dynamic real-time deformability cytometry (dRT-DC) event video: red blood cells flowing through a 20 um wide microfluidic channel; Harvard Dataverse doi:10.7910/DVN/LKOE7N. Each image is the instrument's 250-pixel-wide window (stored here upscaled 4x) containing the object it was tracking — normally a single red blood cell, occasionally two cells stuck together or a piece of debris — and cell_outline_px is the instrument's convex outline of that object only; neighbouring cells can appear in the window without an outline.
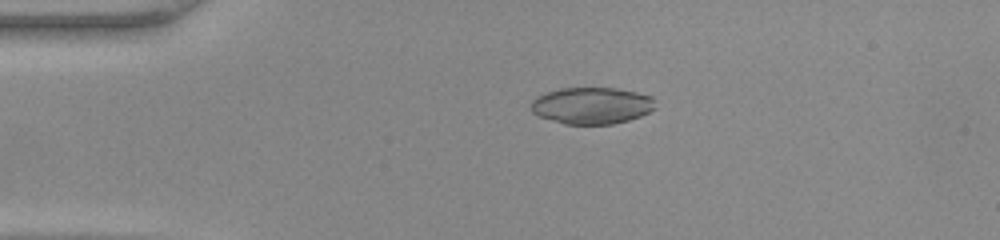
{"species": "common noctule bat (a hibernating species)", "species_latin": "Nyctalus noctula", "temperature_condition": "warm", "stored_images_in_passage": 47, "camera_frame_rate_fps": 3000, "um_per_image_px": 0.085, "animal": {"sex": "female", "body_mass_g": 22.0, "forearm_length_mm": 56.7}, "frame": {"image": 1, "passage_image": 10, "time_ms": 3.0, "image_size_px": [1000, 240], "cell_outline_px": [[656, 108], [640, 116], [628, 120], [612, 124], [564, 124], [540, 116], [532, 112], [532, 100], [536, 96], [560, 88], [616, 88], [636, 92], [652, 96]], "centroid_in_image_um": [50.31, 8.97], "position_along_channel_um": 34.7, "area_um2": 26.47}}
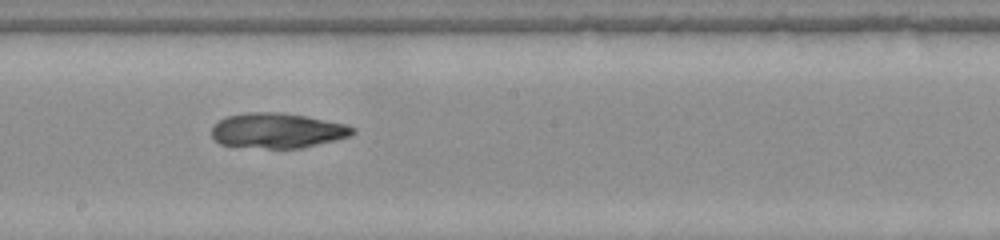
{"frame": {"image": 2, "passage_image": 26, "time_ms": 8.333, "image_size_px": [1000, 240], "cell_outline_px": [[356, 132], [348, 136], [336, 140], [300, 148], [268, 148], [220, 144], [212, 136], [212, 128], [220, 120], [228, 116], [248, 112], [280, 112], [308, 116], [348, 124], [356, 128]], "centroid_in_image_um": [23.64, 11.08], "position_along_channel_um": 224.6, "area_um2": 28.73}}
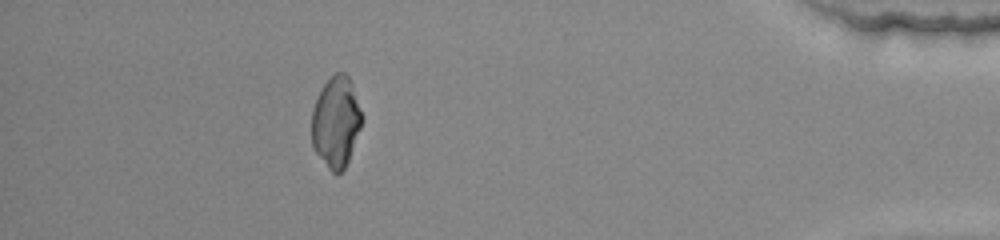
{"frame": {"image": 3, "passage_image": 42, "time_ms": 13.667, "image_size_px": [1000, 240], "cell_outline_px": [[364, 116], [360, 128], [348, 160], [344, 168], [336, 176], [328, 168], [312, 148], [312, 108], [316, 96], [324, 84], [336, 72], [344, 72], [348, 76], [352, 84]], "centroid_in_image_um": [28.55, 10.36], "position_along_channel_um": 406.6, "area_um2": 26.7}}